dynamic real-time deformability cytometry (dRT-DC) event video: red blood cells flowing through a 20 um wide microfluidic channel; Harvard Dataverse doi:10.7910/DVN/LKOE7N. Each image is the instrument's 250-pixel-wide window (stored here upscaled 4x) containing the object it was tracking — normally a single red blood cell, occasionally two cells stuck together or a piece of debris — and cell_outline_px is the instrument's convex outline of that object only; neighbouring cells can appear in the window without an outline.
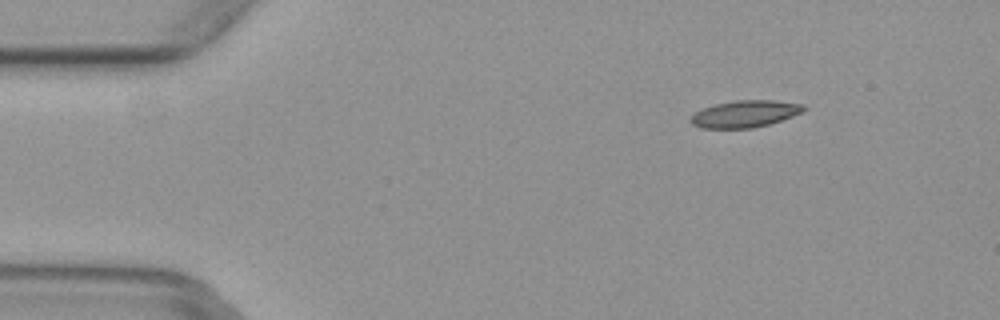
{"species": "common noctule bat (a hibernating species)", "species_latin": "Nyctalus noctula", "temperature_condition": "warm", "stored_images_in_passage": 6, "camera_frame_rate_fps": 3000, "um_per_image_px": 0.085, "animal": {"sex": "female", "body_mass_g": 29.2, "forearm_length_mm": 56.3}, "frame": {"image": 1, "passage_image": 2, "time_ms": 0.333, "image_size_px": [1000, 320], "cell_outline_px": [[804, 112], [768, 124], [752, 128], [700, 128], [692, 124], [688, 120], [696, 112], [704, 108], [716, 104], [736, 100], [772, 100], [804, 104]], "centroid_in_image_um": [63.31, 9.68], "position_along_channel_um": 21.7, "area_um2": 17.57}}
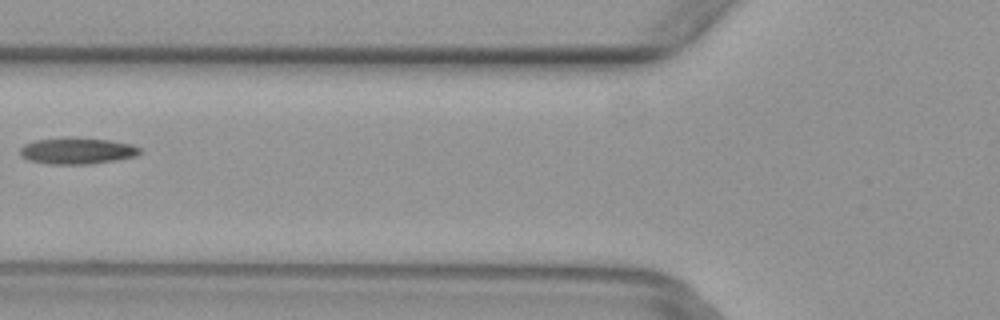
{"frame": {"image": 2, "passage_image": 5, "time_ms": 1.333, "image_size_px": [1000, 320], "cell_outline_px": [[140, 152], [136, 156], [116, 160], [92, 164], [48, 164], [28, 160], [20, 156], [20, 148], [24, 144], [36, 140], [68, 136], [72, 136], [112, 140], [132, 144], [140, 148]], "centroid_in_image_um": [6.54, 12.8], "position_along_channel_um": 119.3, "area_um2": 18.84}}